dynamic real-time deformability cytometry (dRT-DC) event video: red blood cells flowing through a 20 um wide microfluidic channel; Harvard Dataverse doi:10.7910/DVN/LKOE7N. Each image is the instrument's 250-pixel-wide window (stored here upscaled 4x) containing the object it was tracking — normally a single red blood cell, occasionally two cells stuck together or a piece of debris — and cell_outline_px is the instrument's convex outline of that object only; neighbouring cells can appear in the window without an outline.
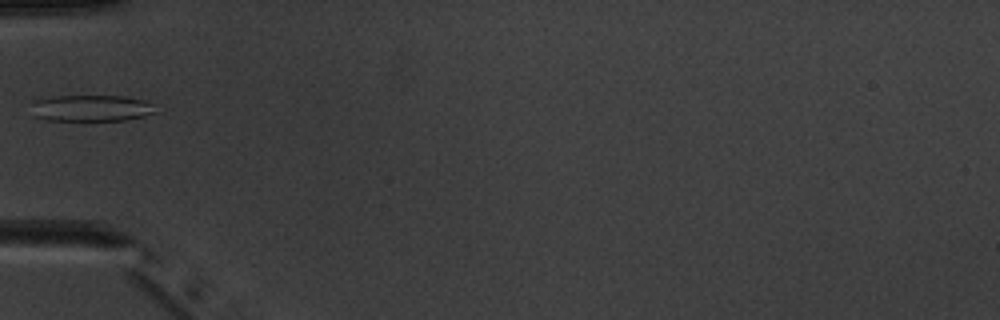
{"species": "common noctule bat (a hibernating species)", "species_latin": "Nyctalus noctula", "temperature_condition": "warm", "stored_images_in_passage": 6, "camera_frame_rate_fps": 3000, "um_per_image_px": 0.085, "animal": {"sex": "male", "body_mass_g": 20.1, "forearm_length_mm": 53.5}, "frame": {"image": 1, "passage_image": 4, "time_ms": 3.667, "image_size_px": [1000, 320], "cell_outline_px": [[156, 112], [144, 116], [128, 120], [44, 120], [32, 116], [28, 104], [32, 100], [52, 96], [124, 96], [144, 100], [156, 104]], "centroid_in_image_um": [7.69, 9.19], "position_along_channel_um": 77.3, "area_um2": 19.71}}